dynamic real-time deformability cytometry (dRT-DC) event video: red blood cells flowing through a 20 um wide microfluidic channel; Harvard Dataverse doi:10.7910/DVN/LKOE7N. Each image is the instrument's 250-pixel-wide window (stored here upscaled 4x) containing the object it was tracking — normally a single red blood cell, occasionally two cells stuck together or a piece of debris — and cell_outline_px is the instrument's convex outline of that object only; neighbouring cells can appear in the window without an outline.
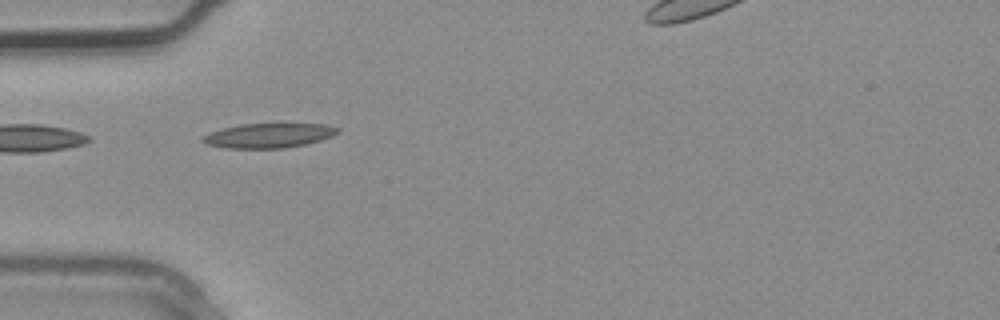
{"species": "common noctule bat (a hibernating species)", "species_latin": "Nyctalus noctula", "temperature_condition": "warm", "stored_images_in_passage": 3, "camera_frame_rate_fps": 3000, "um_per_image_px": 0.085, "animal": {"sex": "male", "body_mass_g": 20.4}, "frame": {"image": 1, "passage_image": 1, "time_ms": 0.0, "image_size_px": [1000, 320], "cell_outline_px": [[340, 132], [332, 136], [320, 140], [304, 144], [284, 148], [224, 148], [208, 144], [200, 140], [200, 136], [208, 132], [240, 124], [328, 124], [340, 128]], "centroid_in_image_um": [22.82, 11.51], "position_along_channel_um": 62.2, "area_um2": 19.36}}